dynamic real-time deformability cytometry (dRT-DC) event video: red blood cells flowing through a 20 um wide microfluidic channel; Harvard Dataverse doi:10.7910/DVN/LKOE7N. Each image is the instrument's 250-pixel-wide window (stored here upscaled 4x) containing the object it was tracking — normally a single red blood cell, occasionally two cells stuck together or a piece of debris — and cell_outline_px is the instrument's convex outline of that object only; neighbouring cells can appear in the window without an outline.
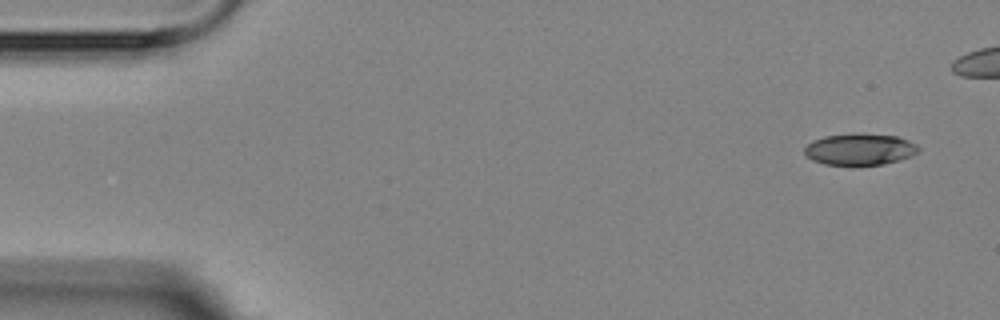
{"species": "Egyptian fruit bat (a non-hibernating species)", "species_latin": "Rousettus aegyptiacus", "temperature_condition": "room temperature", "stored_images_in_passage": 5, "camera_frame_rate_fps": 3000, "um_per_image_px": 0.085, "animal": {"sex": "female"}, "frame": {"image": 1, "passage_image": 1, "time_ms": 0.0, "image_size_px": [1000, 320], "cell_outline_px": [[920, 152], [912, 156], [900, 160], [884, 164], [852, 168], [824, 164], [812, 160], [804, 152], [804, 148], [812, 140], [824, 136], [896, 136], [908, 140], [916, 144], [920, 148]], "centroid_in_image_um": [73.09, 12.78], "position_along_channel_um": 11.9, "area_um2": 20.92}}